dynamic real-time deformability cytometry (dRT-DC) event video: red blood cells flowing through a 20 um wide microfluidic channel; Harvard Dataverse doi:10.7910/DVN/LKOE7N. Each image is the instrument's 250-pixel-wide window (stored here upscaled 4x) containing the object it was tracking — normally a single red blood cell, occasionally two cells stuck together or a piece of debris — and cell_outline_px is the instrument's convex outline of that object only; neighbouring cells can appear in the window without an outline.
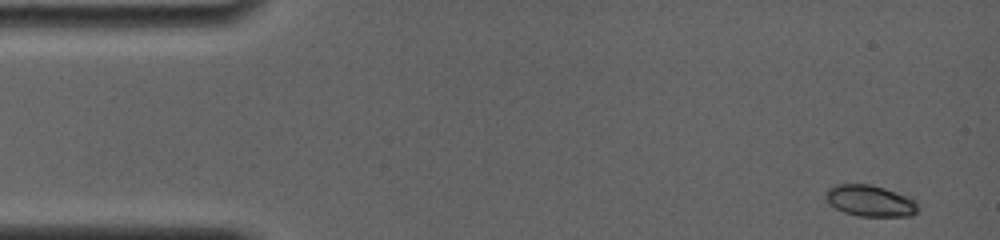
{"species": "common noctule bat (a hibernating species)", "species_latin": "Nyctalus noctula", "temperature_condition": "room temperature", "stored_images_in_passage": 13, "camera_frame_rate_fps": 4000, "um_per_image_px": 0.085, "animal": {"sex": "female", "body_mass_g": 19.0, "forearm_length_mm": 56.7}, "frame": {"image": 1, "passage_image": 1, "time_ms": 0.0, "image_size_px": [1000, 240], "cell_outline_px": [[916, 212], [912, 216], [860, 216], [844, 212], [836, 208], [824, 196], [824, 192], [828, 188], [836, 184], [868, 184], [884, 188], [916, 200]], "centroid_in_image_um": [73.93, 17.06], "position_along_channel_um": 11.1, "area_um2": 16.59}}
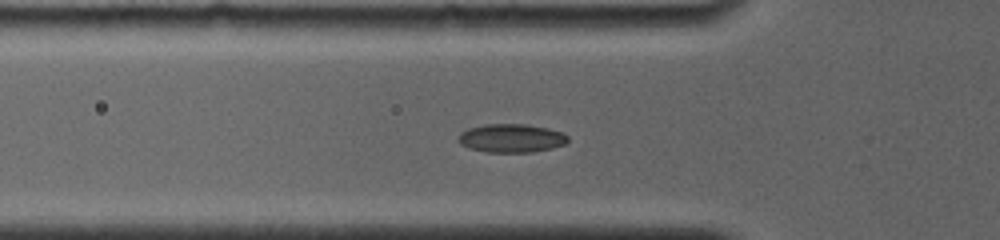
{"frame": {"image": 2, "passage_image": 10, "time_ms": 4.75, "image_size_px": [1000, 240], "cell_outline_px": [[568, 140], [564, 144], [552, 148], [532, 152], [484, 152], [468, 148], [460, 144], [456, 140], [460, 132], [468, 128], [484, 124], [524, 124], [548, 128], [564, 132], [568, 136]], "centroid_in_image_um": [43.43, 11.74], "position_along_channel_um": 82.4, "area_um2": 18.44}}
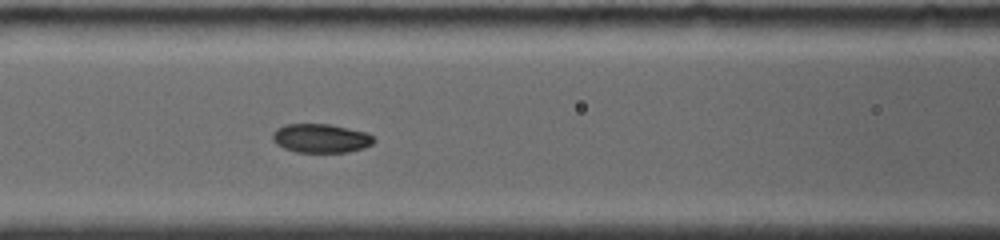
{"frame": {"image": 3, "passage_image": 13, "time_ms": 6.25, "image_size_px": [1000, 240], "cell_outline_px": [[376, 140], [372, 144], [364, 148], [348, 152], [296, 152], [284, 148], [276, 144], [272, 140], [272, 132], [276, 128], [284, 124], [332, 124], [368, 132]], "centroid_in_image_um": [27.27, 11.74], "position_along_channel_um": 139.3, "area_um2": 17.34}}